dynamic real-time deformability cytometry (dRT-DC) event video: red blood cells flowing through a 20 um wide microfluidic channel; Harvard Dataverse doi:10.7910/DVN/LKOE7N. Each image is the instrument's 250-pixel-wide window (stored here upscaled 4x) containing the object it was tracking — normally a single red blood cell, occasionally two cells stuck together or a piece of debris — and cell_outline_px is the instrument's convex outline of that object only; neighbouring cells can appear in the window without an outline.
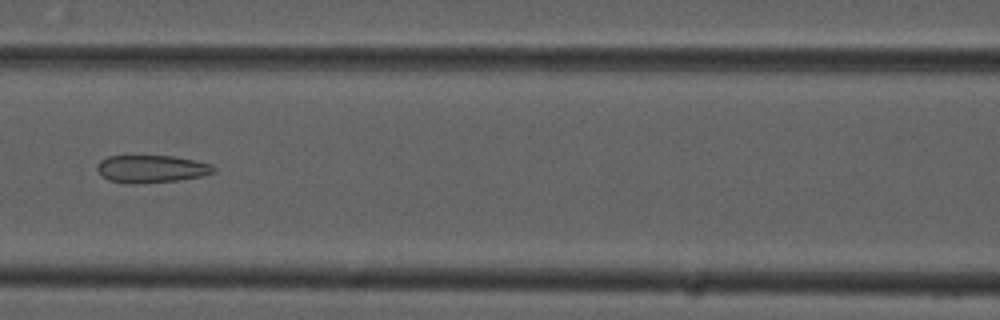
{"species": "common noctule bat (a hibernating species)", "species_latin": "Nyctalus noctula", "temperature_condition": "cold", "stored_images_in_passage": 4, "camera_frame_rate_fps": 3000, "um_per_image_px": 0.085, "animal": {"sex": "male", "forearm_length_mm": 52.5}, "frame": {"image": 1, "passage_image": 4, "time_ms": 1.0, "image_size_px": [1000, 320], "cell_outline_px": [[216, 172], [200, 176], [176, 180], [108, 180], [96, 168], [96, 164], [100, 160], [108, 156], [172, 156], [196, 160], [212, 164], [216, 168]], "centroid_in_image_um": [12.94, 14.28], "position_along_channel_um": 153.7, "area_um2": 17.63}}